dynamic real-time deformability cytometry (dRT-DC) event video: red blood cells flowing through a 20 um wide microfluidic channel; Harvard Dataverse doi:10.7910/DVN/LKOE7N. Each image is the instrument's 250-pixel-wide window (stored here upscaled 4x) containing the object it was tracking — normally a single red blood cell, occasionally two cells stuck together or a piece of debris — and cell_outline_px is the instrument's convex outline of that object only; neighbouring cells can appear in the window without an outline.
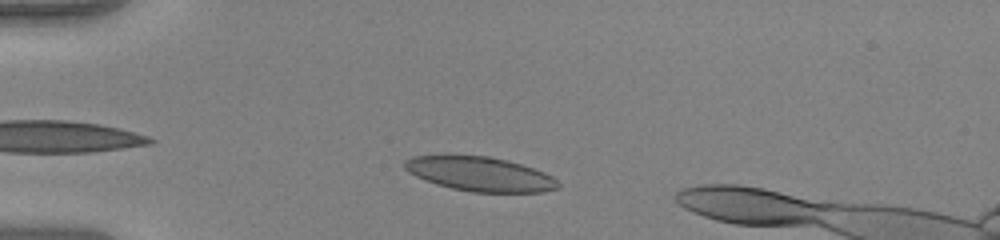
{"species": "human", "species_latin": "Homo sapiens", "temperature_condition": "warm", "stored_images_in_passage": 44, "camera_frame_rate_fps": 3000, "um_per_image_px": 0.085, "donor": {"sex": "female"}, "frame": {"image": 1, "passage_image": 5, "time_ms": 1.333, "image_size_px": [1000, 240], "cell_outline_px": [[560, 188], [544, 192], [472, 192], [452, 188], [436, 184], [416, 176], [408, 172], [404, 168], [404, 160], [412, 156], [448, 152], [488, 156], [508, 160], [544, 172], [552, 176], [560, 184]], "centroid_in_image_um": [40.73, 14.74], "position_along_channel_um": 44.3, "area_um2": 31.62}}
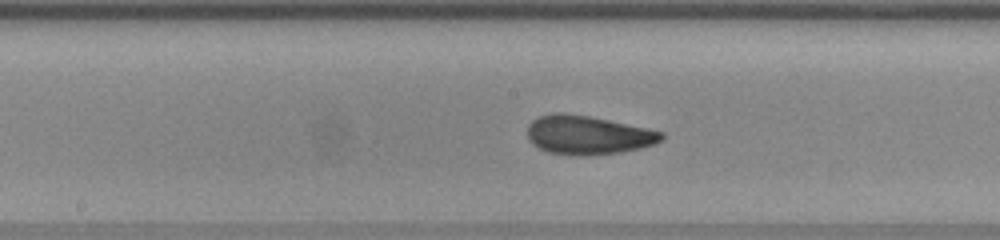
{"frame": {"image": 2, "passage_image": 19, "time_ms": 6.0, "image_size_px": [1000, 240], "cell_outline_px": [[664, 140], [640, 148], [620, 152], [548, 152], [532, 144], [528, 140], [528, 124], [532, 120], [540, 116], [552, 112], [564, 112], [588, 116], [648, 128], [664, 132]], "centroid_in_image_um": [49.97, 11.41], "position_along_channel_um": 198.2, "area_um2": 29.3}}
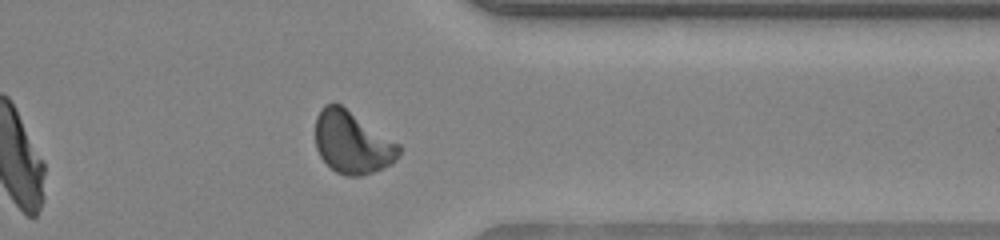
{"frame": {"image": 3, "passage_image": 33, "time_ms": 10.667, "image_size_px": [1000, 240], "cell_outline_px": [[400, 152], [396, 160], [392, 164], [372, 172], [360, 176], [344, 176], [336, 172], [320, 156], [316, 148], [316, 116], [320, 108], [324, 104], [340, 104], [400, 144]], "centroid_in_image_um": [29.94, 12.11], "position_along_channel_um": 381.5, "area_um2": 30.23}, "authors_computed_cell_mechanics": {"area_um2": 29.478, "velocity_mm_per_s": 4.0164, "shape_relaxation_time_tau1_ms": 8.5626, "shape_relaxation_time_tau2_ms": 1.112, "deformation_change_tau1": 0.2326, "deformation_change_tau2": 0.0813}}